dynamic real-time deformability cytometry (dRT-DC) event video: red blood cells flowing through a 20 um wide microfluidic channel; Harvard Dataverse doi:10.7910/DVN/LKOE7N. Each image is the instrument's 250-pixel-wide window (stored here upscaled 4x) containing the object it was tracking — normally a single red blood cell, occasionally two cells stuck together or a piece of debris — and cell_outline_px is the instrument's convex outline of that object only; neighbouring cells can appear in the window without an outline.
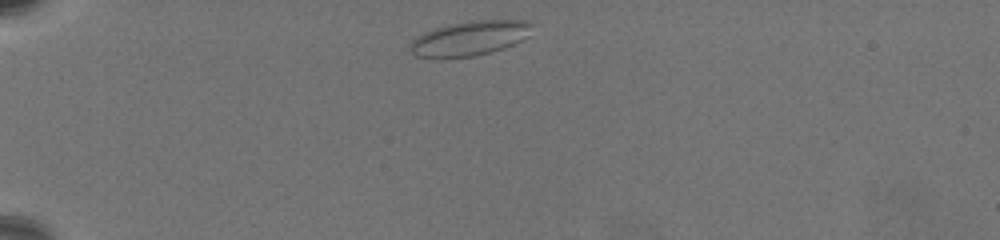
{"species": "common noctule bat (a hibernating species)", "species_latin": "Nyctalus noctula", "temperature_condition": "warm", "stored_images_in_passage": 42, "camera_frame_rate_fps": 3000, "um_per_image_px": 0.085, "animal": {"sex": "female", "body_mass_g": 19.5, "forearm_length_mm": 54.1}, "frame": {"image": 1, "passage_image": 1, "time_ms": 0.0, "image_size_px": [1000, 240], "cell_outline_px": [[532, 24], [528, 36], [524, 40], [504, 48], [492, 52], [476, 56], [416, 56], [408, 48], [412, 40], [416, 36], [432, 28], [472, 20], [528, 20]], "centroid_in_image_um": [39.96, 3.23], "position_along_channel_um": 45.0, "area_um2": 24.45}}
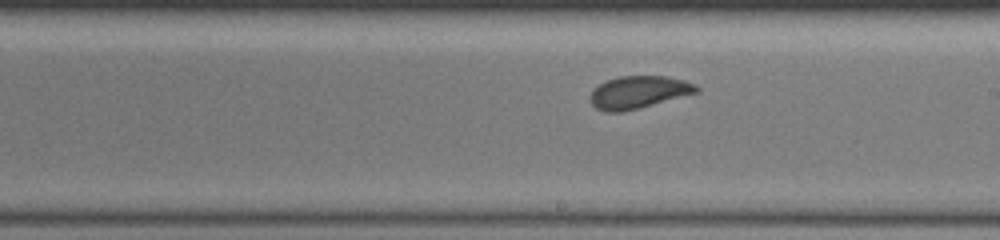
{"frame": {"image": 2, "passage_image": 23, "time_ms": 7.333, "image_size_px": [1000, 240], "cell_outline_px": [[700, 92], [640, 108], [620, 112], [604, 112], [596, 108], [592, 104], [588, 96], [600, 84], [608, 80], [620, 76], [668, 76], [684, 80], [696, 84], [700, 88]], "centroid_in_image_um": [54.32, 7.84], "position_along_channel_um": 234.7, "area_um2": 20.23}}
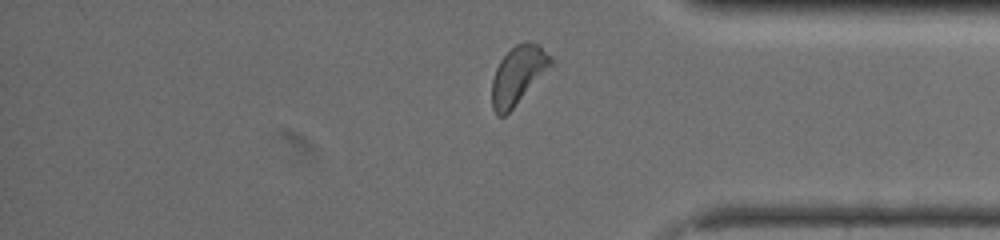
{"frame": {"image": 3, "passage_image": 38, "time_ms": 12.333, "image_size_px": [1000, 240], "cell_outline_px": [[556, 60], [512, 108], [504, 116], [496, 116], [492, 108], [492, 80], [496, 68], [500, 60], [516, 44], [524, 40], [528, 40], [536, 44], [552, 56]], "centroid_in_image_um": [44.02, 6.36], "position_along_channel_um": 391.2, "area_um2": 19.65}, "authors_computed_cell_mechanics": {"area_um2": 20.23, "velocity_mm_per_s": 3.2746, "shape_relaxation_time_tau1_ms": 3.2805, "shape_relaxation_time_tau2_ms": 1.7802, "deformation_change_tau1": 0.0896, "deformation_change_tau2": 0.0534}}